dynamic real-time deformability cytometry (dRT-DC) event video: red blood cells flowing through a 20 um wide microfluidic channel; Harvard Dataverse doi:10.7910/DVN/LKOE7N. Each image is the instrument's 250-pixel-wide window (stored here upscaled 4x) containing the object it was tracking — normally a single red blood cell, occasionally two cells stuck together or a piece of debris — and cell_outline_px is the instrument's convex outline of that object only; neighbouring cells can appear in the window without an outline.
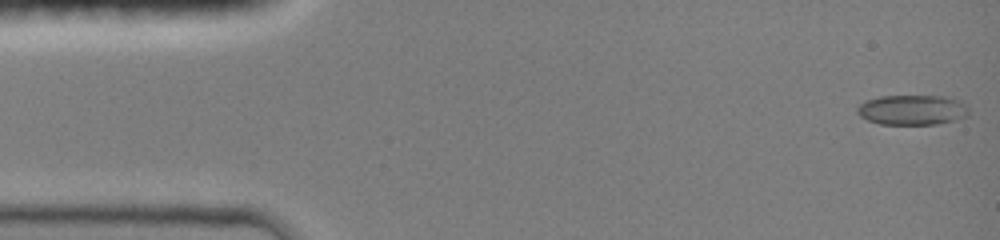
{"species": "common noctule bat (a hibernating species)", "species_latin": "Nyctalus noctula", "temperature_condition": "room temperature", "stored_images_in_passage": 40, "camera_frame_rate_fps": 3000, "um_per_image_px": 0.085, "animal": {"sex": "female", "body_mass_g": 19.0, "forearm_length_mm": 51.5}, "frame": {"image": 1, "passage_image": 1, "time_ms": 0.0, "image_size_px": [1000, 240], "cell_outline_px": [[968, 116], [956, 120], [936, 124], [880, 124], [868, 120], [860, 116], [856, 112], [856, 108], [864, 100], [880, 96], [944, 96], [960, 100], [968, 108]], "centroid_in_image_um": [77.53, 9.34], "position_along_channel_um": 7.5, "area_um2": 19.65}}
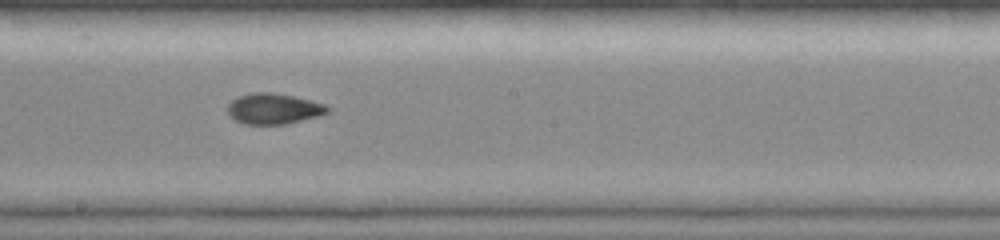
{"frame": {"image": 2, "passage_image": 22, "time_ms": 8.0, "image_size_px": [1000, 240], "cell_outline_px": [[332, 108], [328, 112], [316, 116], [288, 124], [244, 124], [236, 120], [228, 112], [228, 104], [232, 100], [240, 96], [252, 92], [272, 92], [292, 96], [324, 104]], "centroid_in_image_um": [23.26, 9.24], "position_along_channel_um": 224.9, "area_um2": 17.63}}
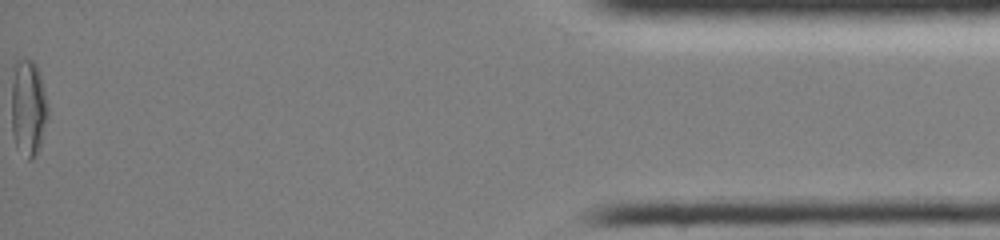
{"frame": {"image": 3, "passage_image": 40, "time_ms": 15.0, "image_size_px": [1000, 240], "cell_outline_px": [[48, 116], [40, 144], [36, 156], [32, 160], [28, 160], [16, 144], [12, 136], [12, 80], [16, 60], [24, 56], [32, 60], [36, 64], [40, 72], [48, 104]], "centroid_in_image_um": [2.41, 9.11], "position_along_channel_um": 432.8, "area_um2": 20.69}, "authors_computed_cell_mechanics": {"area_um2": 17.9758, "velocity_mm_per_s": 4.1848, "shape_relaxation_time_tau1_ms": 4.853, "shape_relaxation_time_tau2_ms": 2.6589, "deformation_change_tau1": 0.1581, "deformation_change_tau2": 0.0603}}